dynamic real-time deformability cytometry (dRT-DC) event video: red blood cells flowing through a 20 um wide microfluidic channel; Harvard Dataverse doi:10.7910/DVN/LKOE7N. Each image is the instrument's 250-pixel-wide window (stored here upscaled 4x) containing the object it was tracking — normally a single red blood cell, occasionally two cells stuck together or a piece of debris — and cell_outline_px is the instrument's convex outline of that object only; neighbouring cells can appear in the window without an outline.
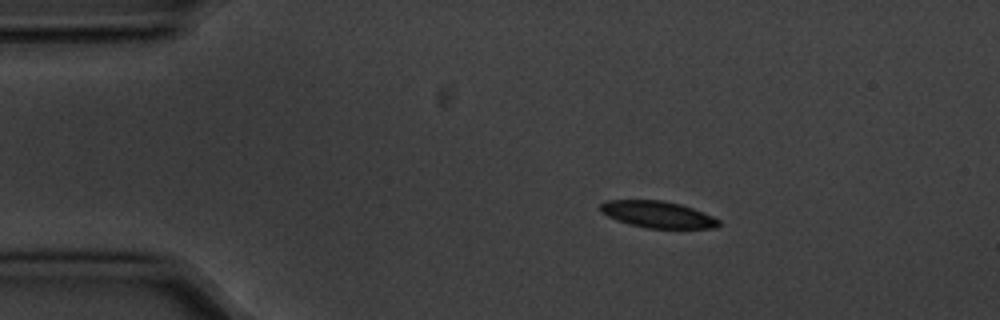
{"species": "common noctule bat (a hibernating species)", "species_latin": "Nyctalus noctula", "temperature_condition": "cold", "stored_images_in_passage": 47, "camera_frame_rate_fps": 3000, "um_per_image_px": 0.085, "animal": {"sex": "male", "body_mass_g": 20.1, "forearm_length_mm": 53.5}, "frame": {"image": 1, "passage_image": 1, "time_ms": 0.0, "image_size_px": [1000, 320], "cell_outline_px": [[720, 224], [716, 228], [648, 228], [628, 224], [616, 220], [600, 212], [600, 204], [608, 200], [664, 200], [680, 204], [692, 208], [712, 216], [720, 220]], "centroid_in_image_um": [55.89, 18.23], "position_along_channel_um": 29.1, "area_um2": 18.38}}
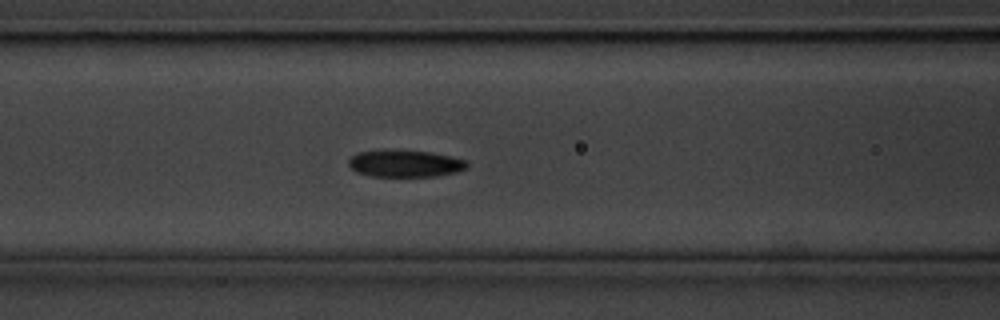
{"frame": {"image": 2, "passage_image": 14, "time_ms": 4.333, "image_size_px": [1000, 320], "cell_outline_px": [[468, 168], [456, 172], [436, 176], [372, 176], [356, 172], [348, 164], [348, 160], [356, 152], [428, 152], [468, 160]], "centroid_in_image_um": [34.47, 13.94], "position_along_channel_um": 132.1, "area_um2": 17.92}}
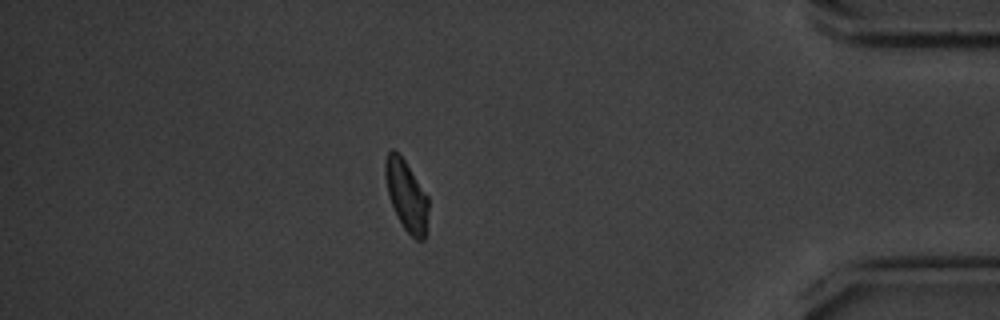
{"frame": {"image": 3, "passage_image": 40, "time_ms": 13.0, "image_size_px": [1000, 320], "cell_outline_px": [[428, 208], [424, 240], [416, 240], [404, 228], [388, 196], [384, 176], [384, 160], [388, 152], [392, 148], [404, 160], [428, 196]], "centroid_in_image_um": [34.52, 16.59], "position_along_channel_um": 400.7, "area_um2": 17.46}, "authors_computed_cell_mechanics": {"area_um2": 18.3804, "velocity_mm_per_s": 3.5582, "shape_relaxation_time_tau1_ms": 2.5971, "shape_relaxation_time_tau2_ms": 6.4289, "deformation_change_tau1": 0.1103, "deformation_change_tau2": 0.127}}